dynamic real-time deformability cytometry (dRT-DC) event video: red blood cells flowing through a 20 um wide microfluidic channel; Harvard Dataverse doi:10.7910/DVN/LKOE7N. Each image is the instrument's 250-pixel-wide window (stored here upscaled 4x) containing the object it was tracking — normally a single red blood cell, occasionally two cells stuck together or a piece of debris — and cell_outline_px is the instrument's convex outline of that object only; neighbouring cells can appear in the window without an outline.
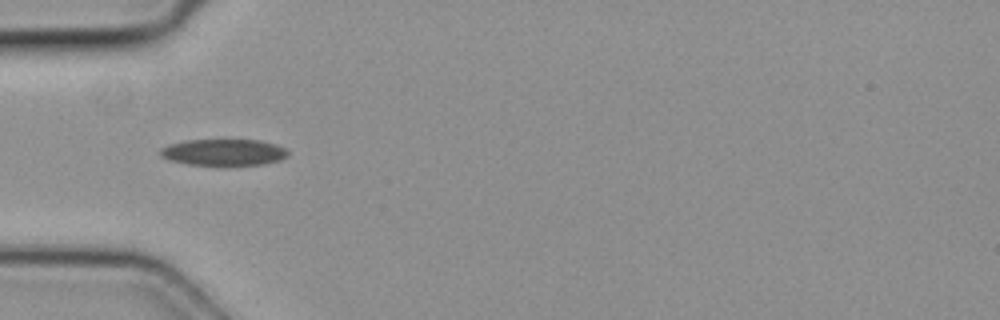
{"species": "common noctule bat (a hibernating species)", "species_latin": "Nyctalus noctula", "temperature_condition": "cold", "stored_images_in_passage": 3, "camera_frame_rate_fps": 3000, "um_per_image_px": 0.085, "animal": {"sex": "female", "body_mass_g": 19.3, "forearm_length_mm": 54.1}, "frame": {"image": 1, "passage_image": 1, "time_ms": 0.0, "image_size_px": [1000, 320], "cell_outline_px": [[288, 156], [280, 160], [264, 164], [224, 168], [188, 164], [168, 160], [160, 156], [160, 148], [168, 144], [184, 140], [260, 140], [276, 144], [284, 148], [288, 152]], "centroid_in_image_um": [18.99, 12.99], "position_along_channel_um": 66.0, "area_um2": 20.63}}
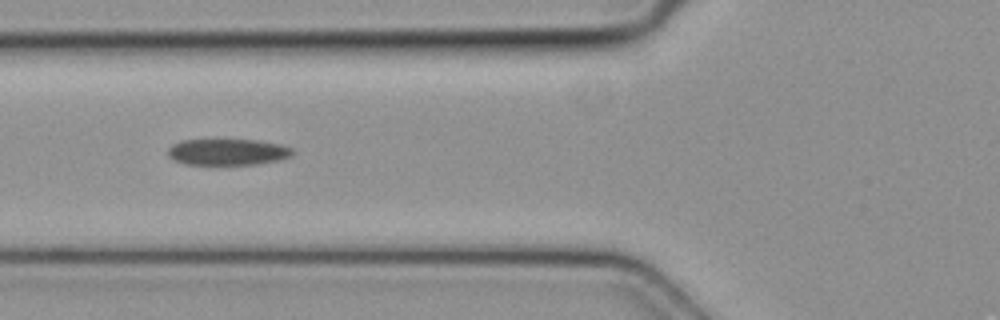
{"frame": {"image": 2, "passage_image": 2, "time_ms": 0.333, "image_size_px": [1000, 320], "cell_outline_px": [[296, 152], [292, 156], [280, 160], [256, 164], [184, 164], [172, 160], [168, 156], [168, 148], [172, 144], [184, 140], [260, 140], [280, 144], [292, 148]], "centroid_in_image_um": [19.38, 12.92], "position_along_channel_um": 106.4, "area_um2": 19.25}}
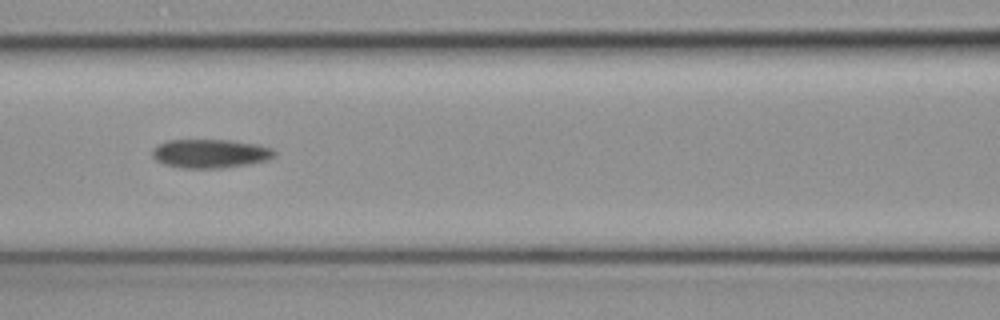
{"frame": {"image": 3, "passage_image": 3, "time_ms": 0.667, "image_size_px": [1000, 320], "cell_outline_px": [[276, 156], [268, 160], [248, 164], [224, 168], [180, 168], [164, 164], [156, 160], [152, 156], [152, 152], [160, 144], [168, 140], [228, 140], [256, 144], [272, 148], [276, 152]], "centroid_in_image_um": [17.91, 13.06], "position_along_channel_um": 148.7, "area_um2": 20.46}}